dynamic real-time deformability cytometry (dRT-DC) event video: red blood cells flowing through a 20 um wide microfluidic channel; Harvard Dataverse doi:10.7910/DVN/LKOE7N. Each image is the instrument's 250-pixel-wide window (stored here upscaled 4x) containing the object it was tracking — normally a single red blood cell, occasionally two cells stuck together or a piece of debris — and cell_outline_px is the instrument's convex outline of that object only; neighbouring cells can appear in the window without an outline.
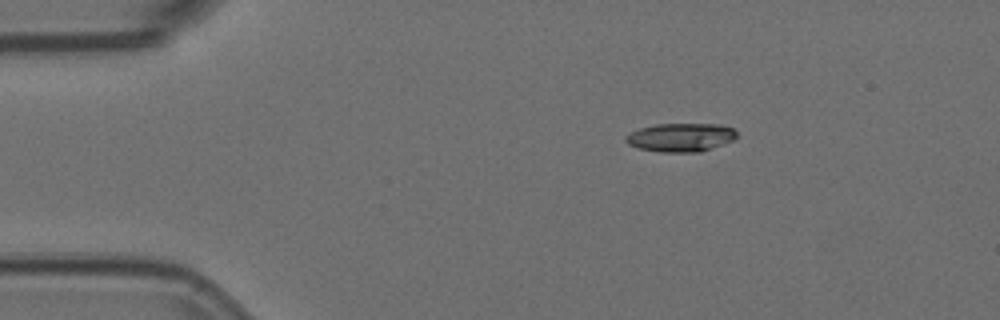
{"species": "Egyptian fruit bat (a non-hibernating species)", "species_latin": "Rousettus aegyptiacus", "temperature_condition": "room temperature", "stored_images_in_passage": 5, "camera_frame_rate_fps": 3000, "um_per_image_px": 0.085, "animal": {"sex": "female"}, "frame": {"image": 1, "passage_image": 5, "time_ms": 1.333, "image_size_px": [1000, 320], "cell_outline_px": [[736, 136], [732, 140], [700, 152], [660, 152], [640, 148], [628, 144], [624, 140], [624, 136], [640, 128], [656, 124], [720, 124], [732, 128], [736, 132]], "centroid_in_image_um": [57.83, 11.67], "position_along_channel_um": 27.2, "area_um2": 18.26}}